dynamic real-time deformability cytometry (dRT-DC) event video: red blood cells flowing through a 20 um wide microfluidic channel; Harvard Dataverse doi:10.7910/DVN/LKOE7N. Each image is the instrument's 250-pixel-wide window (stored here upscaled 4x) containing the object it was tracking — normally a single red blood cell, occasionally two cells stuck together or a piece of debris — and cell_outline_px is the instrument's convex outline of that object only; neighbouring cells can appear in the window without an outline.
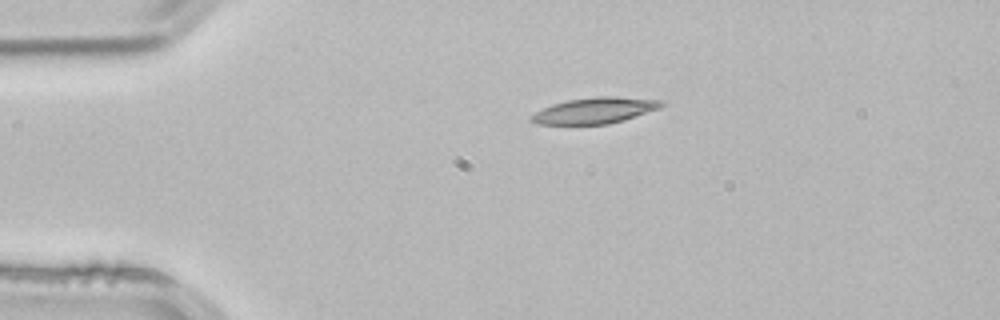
{"species": "common noctule bat (a hibernating species)", "species_latin": "Nyctalus noctula", "temperature_condition": "room temperature", "stored_images_in_passage": 1, "camera_frame_rate_fps": 3000, "um_per_image_px": 0.085, "animal": {"sex": "male", "body_mass_g": 21.5, "forearm_length_mm": 52.0}, "frame": {"image": 1, "passage_image": 1, "time_ms": 0.0, "image_size_px": [1000, 320], "cell_outline_px": [[664, 104], [660, 108], [624, 120], [608, 124], [540, 124], [528, 120], [536, 112], [552, 104], [568, 100], [596, 96], [616, 96], [664, 100]], "centroid_in_image_um": [50.6, 9.38], "position_along_channel_um": 34.4, "area_um2": 19.65}}